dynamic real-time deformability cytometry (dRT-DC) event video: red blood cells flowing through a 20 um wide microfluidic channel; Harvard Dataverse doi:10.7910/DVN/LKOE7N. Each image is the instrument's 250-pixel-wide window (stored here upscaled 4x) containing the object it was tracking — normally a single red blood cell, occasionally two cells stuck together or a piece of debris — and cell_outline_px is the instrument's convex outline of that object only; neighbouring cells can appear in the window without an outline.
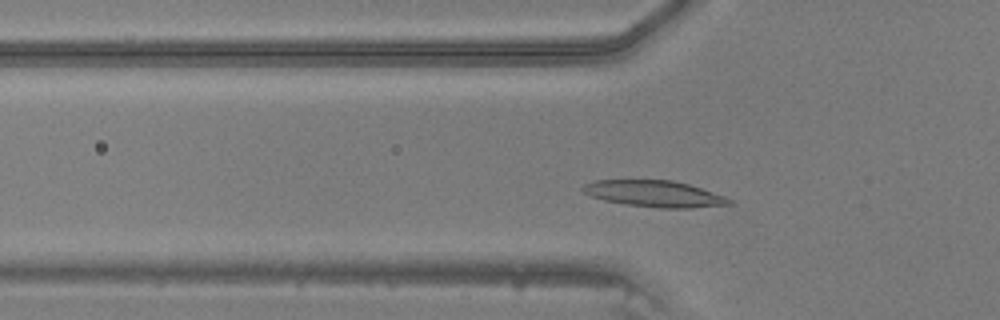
{"species": "common noctule bat (a hibernating species)", "species_latin": "Nyctalus noctula", "temperature_condition": "warm", "stored_images_in_passage": 41, "segment_of_instrument_passage": [1, 2], "camera_frame_rate_fps": 3000, "um_per_image_px": 0.085, "animal": {"sex": "male", "body_mass_g": 20.5, "forearm_length_mm": 52.5}, "frame": {"image": 1, "passage_image": 9, "time_ms": 2.667, "image_size_px": [1000, 320], "cell_outline_px": [[732, 204], [692, 208], [660, 208], [628, 204], [604, 200], [592, 196], [584, 192], [580, 188], [584, 184], [596, 180], [672, 180], [688, 184], [724, 196], [732, 200]], "centroid_in_image_um": [55.62, 16.47], "position_along_channel_um": 70.2, "area_um2": 22.25}}
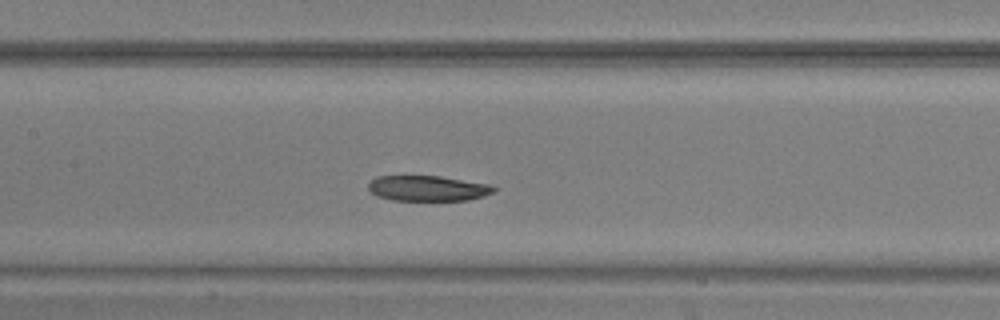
{"frame": {"image": 2, "passage_image": 16, "time_ms": 5.0, "image_size_px": [1000, 320], "cell_outline_px": [[496, 192], [484, 196], [468, 200], [392, 200], [376, 196], [368, 188], [368, 184], [376, 176], [404, 172], [440, 176], [492, 184], [496, 188]], "centroid_in_image_um": [36.32, 15.95], "position_along_channel_um": 171.1, "area_um2": 19.65}}
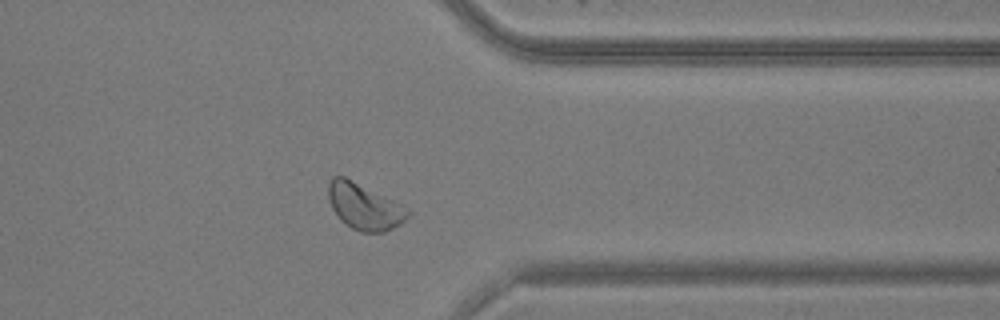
{"frame": {"image": 3, "passage_image": 31, "time_ms": 10.0, "image_size_px": [1000, 320], "cell_outline_px": [[412, 212], [400, 224], [384, 232], [360, 232], [352, 228], [340, 220], [332, 208], [328, 200], [328, 184], [332, 176], [344, 176], [404, 204]], "centroid_in_image_um": [30.98, 17.54], "position_along_channel_um": 380.4, "area_um2": 21.62}}